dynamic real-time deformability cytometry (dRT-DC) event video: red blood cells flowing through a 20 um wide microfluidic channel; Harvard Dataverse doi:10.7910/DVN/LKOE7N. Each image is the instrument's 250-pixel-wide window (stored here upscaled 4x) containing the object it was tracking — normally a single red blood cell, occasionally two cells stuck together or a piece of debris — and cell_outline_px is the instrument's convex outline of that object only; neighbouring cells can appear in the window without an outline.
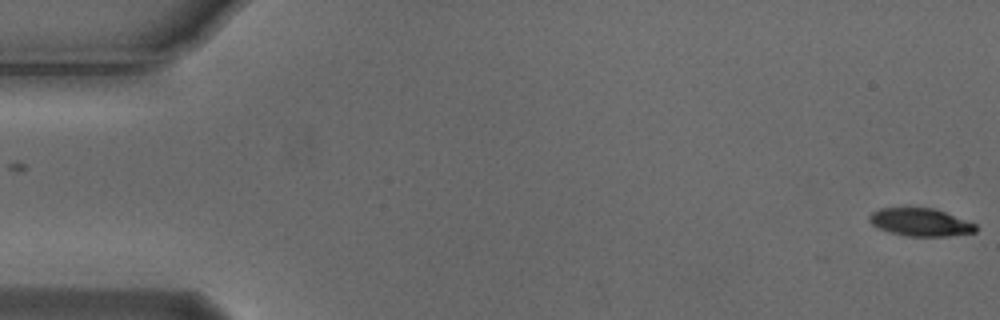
{"species": "Egyptian fruit bat (a non-hibernating species)", "species_latin": "Rousettus aegyptiacus", "temperature_condition": "cold", "stored_images_in_passage": 8, "camera_frame_rate_fps": 3000, "um_per_image_px": 0.085, "animal": {"sex": "male"}, "frame": {"image": 1, "passage_image": 1, "time_ms": 0.0, "image_size_px": [1000, 320], "cell_outline_px": [[976, 232], [948, 236], [908, 236], [892, 232], [880, 228], [872, 224], [868, 220], [868, 216], [872, 212], [880, 208], [908, 204], [932, 208], [944, 212], [976, 224]], "centroid_in_image_um": [78.17, 18.83], "position_along_channel_um": 6.8, "area_um2": 17.69}}